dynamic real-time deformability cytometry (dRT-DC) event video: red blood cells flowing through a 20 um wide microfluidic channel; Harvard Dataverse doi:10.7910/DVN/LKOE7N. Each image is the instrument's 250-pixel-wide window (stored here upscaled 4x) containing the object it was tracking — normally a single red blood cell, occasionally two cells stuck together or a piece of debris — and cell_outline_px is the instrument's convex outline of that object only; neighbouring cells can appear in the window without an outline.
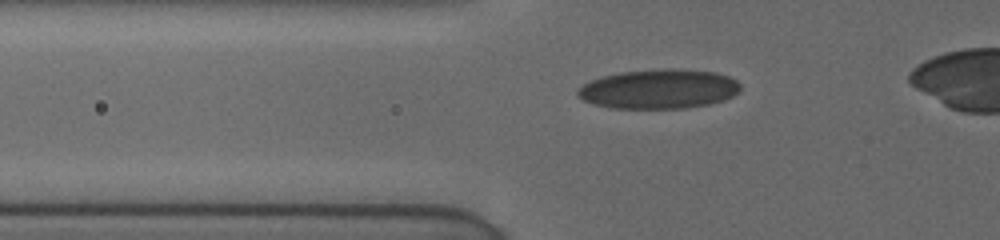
{"species": "human", "species_latin": "Homo sapiens", "temperature_condition": "cold", "stored_images_in_passage": 11, "camera_frame_rate_fps": 3000, "um_per_image_px": 0.085, "donor": {"sex": "female"}, "frame": {"image": 1, "passage_image": 3, "time_ms": 0.333, "image_size_px": [1000, 240], "cell_outline_px": [[740, 88], [732, 96], [724, 100], [708, 104], [684, 108], [612, 108], [596, 104], [584, 100], [576, 96], [576, 88], [600, 76], [620, 72], [668, 68], [716, 72], [728, 76], [736, 80], [740, 84]], "centroid_in_image_um": [55.97, 7.56], "position_along_channel_um": 69.8, "area_um2": 37.34}}